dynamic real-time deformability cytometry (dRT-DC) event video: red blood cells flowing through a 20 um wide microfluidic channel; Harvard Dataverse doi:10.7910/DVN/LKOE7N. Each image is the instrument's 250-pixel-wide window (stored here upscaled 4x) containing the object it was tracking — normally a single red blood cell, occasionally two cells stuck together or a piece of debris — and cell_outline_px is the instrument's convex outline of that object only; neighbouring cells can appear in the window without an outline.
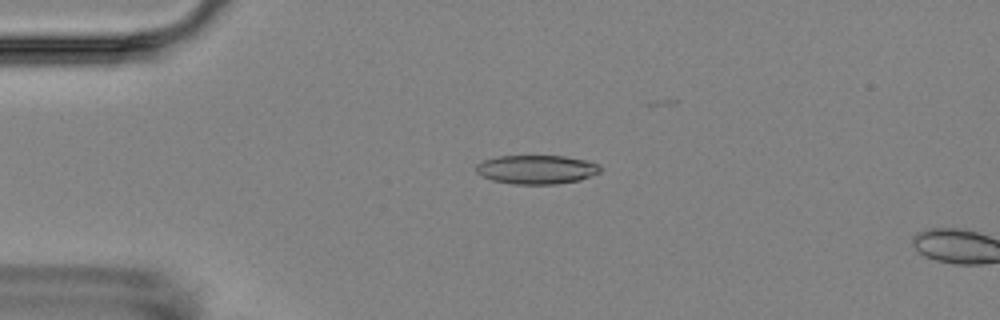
{"species": "Egyptian fruit bat (a non-hibernating species)", "species_latin": "Rousettus aegyptiacus", "temperature_condition": "room temperature", "stored_images_in_passage": 3, "camera_frame_rate_fps": 3000, "um_per_image_px": 0.085, "animal": {"sex": "female"}, "frame": {"image": 1, "passage_image": 2, "time_ms": 1.333, "image_size_px": [1000, 320], "cell_outline_px": [[600, 172], [580, 180], [556, 184], [512, 184], [492, 180], [480, 176], [476, 172], [476, 164], [484, 160], [500, 156], [564, 156], [588, 160], [600, 164]], "centroid_in_image_um": [45.61, 14.41], "position_along_channel_um": 39.4, "area_um2": 21.04}}